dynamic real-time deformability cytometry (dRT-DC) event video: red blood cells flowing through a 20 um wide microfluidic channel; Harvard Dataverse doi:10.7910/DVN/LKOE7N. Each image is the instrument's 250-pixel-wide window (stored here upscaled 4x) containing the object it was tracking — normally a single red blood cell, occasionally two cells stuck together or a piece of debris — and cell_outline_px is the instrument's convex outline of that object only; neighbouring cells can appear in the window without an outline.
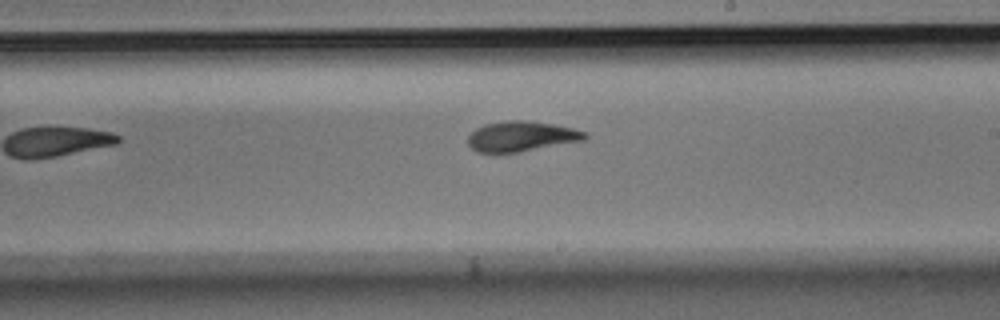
{"species": "Egyptian fruit bat (a non-hibernating species)", "species_latin": "Rousettus aegyptiacus", "temperature_condition": "room temperature", "stored_images_in_passage": 9, "camera_frame_rate_fps": 3000, "um_per_image_px": 0.085, "animal": {"sex": "male"}, "frame": {"image": 1, "passage_image": 8, "time_ms": 2.333, "image_size_px": [1000, 320], "cell_outline_px": [[588, 136], [584, 140], [520, 152], [476, 152], [468, 144], [468, 136], [476, 128], [484, 124], [508, 120], [524, 120], [552, 124], [572, 128], [588, 132]], "centroid_in_image_um": [44.32, 11.59], "position_along_channel_um": 244.7, "area_um2": 20.52}}
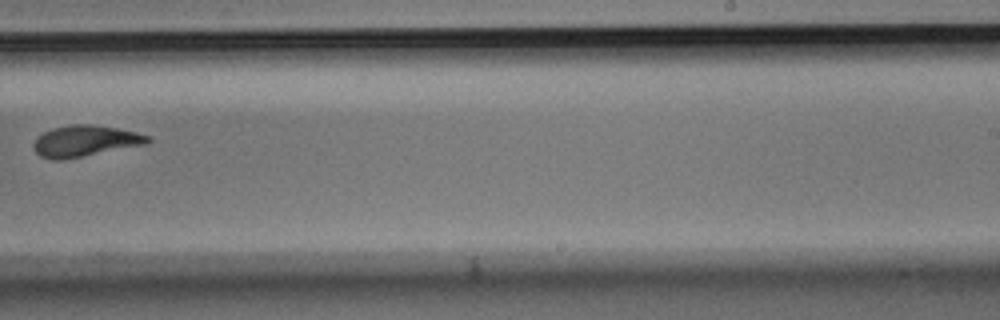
{"frame": {"image": 2, "passage_image": 9, "time_ms": 2.667, "image_size_px": [1000, 320], "cell_outline_px": [[152, 140], [148, 144], [60, 160], [52, 160], [40, 156], [32, 148], [32, 144], [36, 136], [52, 128], [72, 124], [92, 124], [116, 128], [136, 132], [148, 136]], "centroid_in_image_um": [7.2, 11.98], "position_along_channel_um": 281.8, "area_um2": 20.81}}